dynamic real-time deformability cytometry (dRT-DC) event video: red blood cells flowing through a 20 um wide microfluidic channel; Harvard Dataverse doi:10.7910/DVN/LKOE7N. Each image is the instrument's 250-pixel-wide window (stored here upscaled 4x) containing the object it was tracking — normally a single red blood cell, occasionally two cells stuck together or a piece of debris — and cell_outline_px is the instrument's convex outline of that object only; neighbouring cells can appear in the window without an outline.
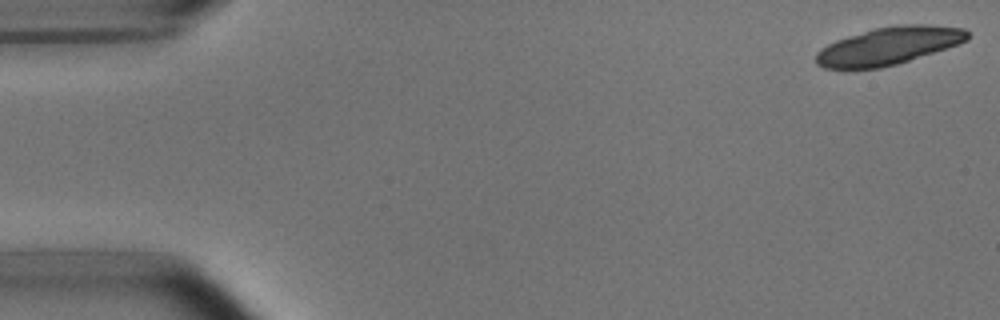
{"species": "common noctule bat (a hibernating species)", "species_latin": "Nyctalus noctula", "temperature_condition": "room temperature", "stored_images_in_passage": 17, "camera_frame_rate_fps": 3000, "um_per_image_px": 0.085, "animal": {"sex": "male", "body_mass_g": 15.6}, "frame": {"image": 1, "passage_image": 1, "time_ms": 0.0, "image_size_px": [1000, 320], "cell_outline_px": [[968, 40], [896, 64], [880, 68], [824, 68], [816, 64], [816, 52], [820, 48], [836, 40], [872, 28], [896, 24], [924, 24], [964, 28], [968, 32]], "centroid_in_image_um": [75.49, 3.88], "position_along_channel_um": 9.5, "area_um2": 32.89}}